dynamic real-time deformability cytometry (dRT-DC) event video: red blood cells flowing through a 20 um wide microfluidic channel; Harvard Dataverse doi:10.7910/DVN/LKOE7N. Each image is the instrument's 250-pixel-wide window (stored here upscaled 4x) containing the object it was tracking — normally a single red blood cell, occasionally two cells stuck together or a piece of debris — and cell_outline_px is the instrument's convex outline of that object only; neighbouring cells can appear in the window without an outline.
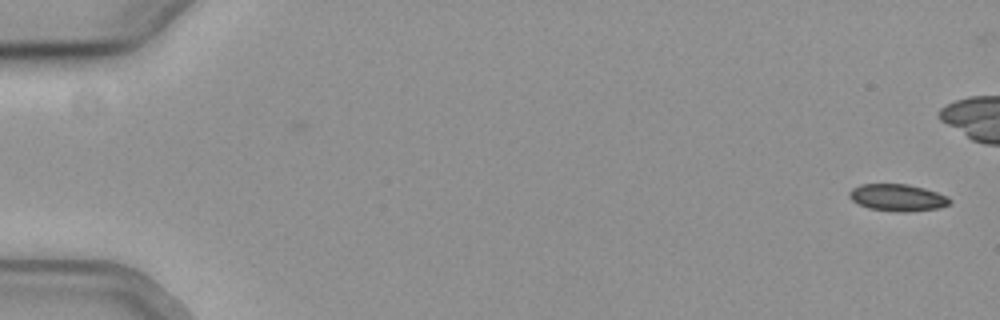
{"species": "common noctule bat (a hibernating species)", "species_latin": "Nyctalus noctula", "temperature_condition": "cold", "stored_images_in_passage": 7, "camera_frame_rate_fps": 3000, "um_per_image_px": 0.085, "animal": {"sex": "female", "body_mass_g": 19.3, "forearm_length_mm": 54.1}, "frame": {"image": 1, "passage_image": 1, "time_ms": 0.0, "image_size_px": [1000, 320], "cell_outline_px": [[952, 204], [940, 208], [908, 212], [896, 212], [868, 208], [852, 200], [848, 196], [848, 192], [852, 188], [860, 184], [908, 184], [924, 188], [948, 196], [952, 200]], "centroid_in_image_um": [76.32, 16.8], "position_along_channel_um": 8.7, "area_um2": 16.01}}